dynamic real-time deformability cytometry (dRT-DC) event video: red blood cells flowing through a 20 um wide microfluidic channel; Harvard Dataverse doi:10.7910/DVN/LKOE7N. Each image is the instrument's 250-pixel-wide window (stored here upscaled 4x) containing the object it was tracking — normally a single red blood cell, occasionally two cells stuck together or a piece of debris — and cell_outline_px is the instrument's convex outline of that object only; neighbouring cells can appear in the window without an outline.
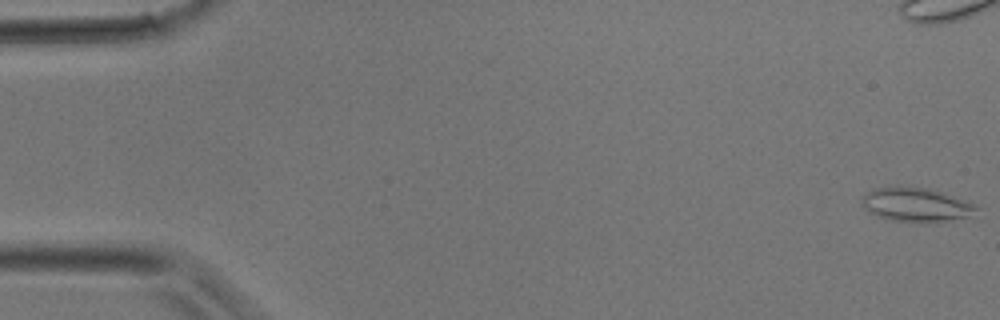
{"species": "common noctule bat (a hibernating species)", "species_latin": "Nyctalus noctula", "temperature_condition": "room temperature", "stored_images_in_passage": 38, "camera_frame_rate_fps": 3000, "um_per_image_px": 0.085, "animal": {"sex": "male", "body_mass_g": 17.9}, "frame": {"image": 1, "passage_image": 1, "time_ms": 0.0, "image_size_px": [1000, 320], "cell_outline_px": [[980, 208], [968, 216], [936, 224], [920, 224], [892, 220], [868, 212], [860, 204], [860, 196], [872, 188], [888, 184], [928, 188], [968, 200], [976, 204]], "centroid_in_image_um": [77.82, 17.39], "position_along_channel_um": 7.2, "area_um2": 23.93}}